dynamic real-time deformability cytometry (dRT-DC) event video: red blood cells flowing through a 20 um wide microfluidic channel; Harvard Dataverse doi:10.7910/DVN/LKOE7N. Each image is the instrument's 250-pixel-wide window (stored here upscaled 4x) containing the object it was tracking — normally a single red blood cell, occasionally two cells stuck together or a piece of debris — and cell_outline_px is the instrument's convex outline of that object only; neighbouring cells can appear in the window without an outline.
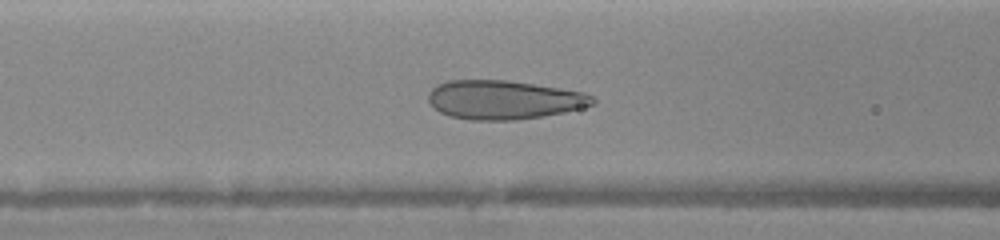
{"species": "human", "species_latin": "Homo sapiens", "temperature_condition": "warm", "stored_images_in_passage": 29, "camera_frame_rate_fps": 3000, "um_per_image_px": 0.085, "donor": {"sex": "female"}, "frame": {"image": 1, "passage_image": 5, "time_ms": 1.333, "image_size_px": [1000, 240], "cell_outline_px": [[596, 104], [564, 112], [544, 116], [512, 120], [472, 120], [448, 116], [440, 112], [428, 100], [428, 92], [436, 84], [448, 80], [508, 80], [560, 88], [584, 92], [592, 96], [596, 100]], "centroid_in_image_um": [42.82, 8.48], "position_along_channel_um": 123.8, "area_um2": 37.34}}
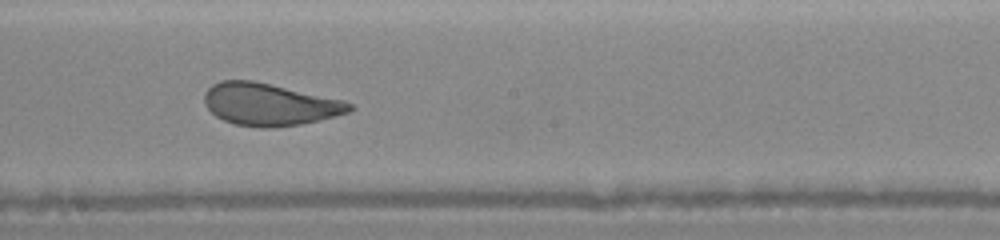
{"frame": {"image": 2, "passage_image": 13, "time_ms": 3.667, "image_size_px": [1000, 240], "cell_outline_px": [[356, 108], [348, 112], [336, 116], [320, 120], [300, 124], [272, 128], [260, 128], [236, 124], [224, 120], [216, 116], [204, 104], [204, 92], [212, 84], [220, 80], [252, 80], [344, 100], [352, 104]], "centroid_in_image_um": [22.9, 8.87], "position_along_channel_um": 225.3, "area_um2": 35.78}}
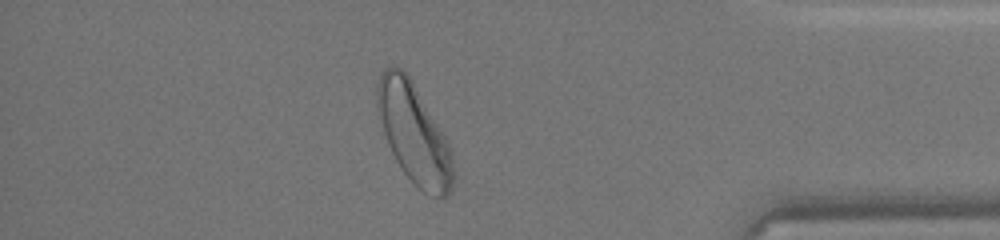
{"frame": {"image": 3, "passage_image": 27, "time_ms": 8.333, "image_size_px": [1000, 240], "cell_outline_px": [[456, 176], [452, 192], [448, 196], [432, 196], [424, 192], [404, 172], [396, 160], [388, 144], [376, 108], [376, 88], [380, 76], [384, 68], [392, 64], [400, 68], [412, 80], [444, 136], [448, 144], [452, 156]], "centroid_in_image_um": [35.19, 11.36], "position_along_channel_um": 400.0, "area_um2": 43.75}}